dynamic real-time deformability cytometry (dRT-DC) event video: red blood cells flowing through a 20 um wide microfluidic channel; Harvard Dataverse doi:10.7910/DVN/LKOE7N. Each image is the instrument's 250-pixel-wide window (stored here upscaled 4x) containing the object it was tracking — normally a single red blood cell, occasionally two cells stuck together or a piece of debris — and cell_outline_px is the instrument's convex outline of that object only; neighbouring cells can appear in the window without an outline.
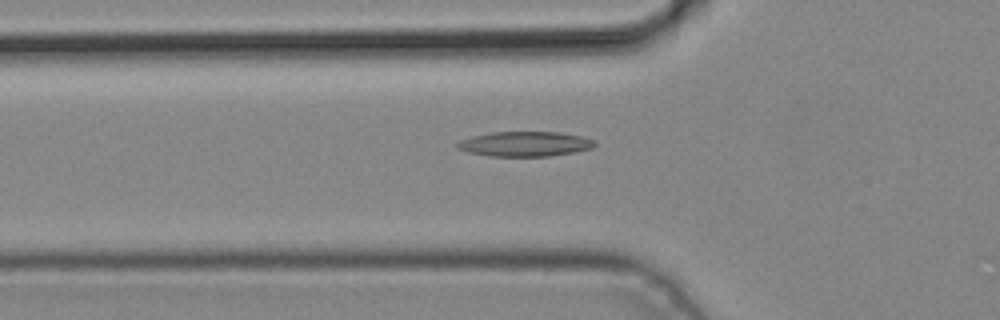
{"species": "common noctule bat (a hibernating species)", "species_latin": "Nyctalus noctula", "temperature_condition": "cold", "stored_images_in_passage": 4, "camera_frame_rate_fps": 3000, "um_per_image_px": 0.085, "animal": {"sex": "male", "body_mass_g": 19.2, "forearm_length_mm": 51.8}, "frame": {"image": 1, "passage_image": 4, "time_ms": 1.0, "image_size_px": [1000, 320], "cell_outline_px": [[596, 144], [592, 148], [572, 152], [548, 156], [488, 156], [468, 152], [456, 148], [456, 144], [460, 140], [472, 136], [492, 132], [560, 132], [584, 136], [596, 140]], "centroid_in_image_um": [44.63, 12.23], "position_along_channel_um": 81.2, "area_um2": 20.0}}